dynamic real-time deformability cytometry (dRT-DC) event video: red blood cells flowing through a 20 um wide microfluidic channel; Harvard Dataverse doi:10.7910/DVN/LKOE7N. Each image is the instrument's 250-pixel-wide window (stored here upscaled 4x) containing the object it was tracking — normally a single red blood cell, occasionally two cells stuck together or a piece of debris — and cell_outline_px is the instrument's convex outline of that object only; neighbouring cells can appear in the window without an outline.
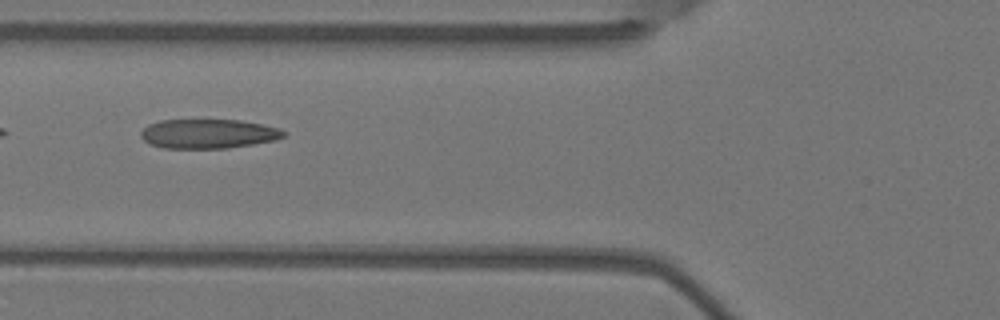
{"species": "Egyptian fruit bat (a non-hibernating species)", "species_latin": "Rousettus aegyptiacus", "temperature_condition": "warm", "stored_images_in_passage": 7, "camera_frame_rate_fps": 3000, "um_per_image_px": 0.085, "animal": {"sex": "female"}, "frame": {"image": 1, "passage_image": 5, "time_ms": 1.333, "image_size_px": [1000, 320], "cell_outline_px": [[288, 132], [284, 136], [276, 140], [228, 148], [164, 148], [148, 144], [140, 136], [140, 132], [148, 124], [160, 120], [240, 120], [280, 128]], "centroid_in_image_um": [17.7, 11.37], "position_along_channel_um": 108.1, "area_um2": 24.51}}
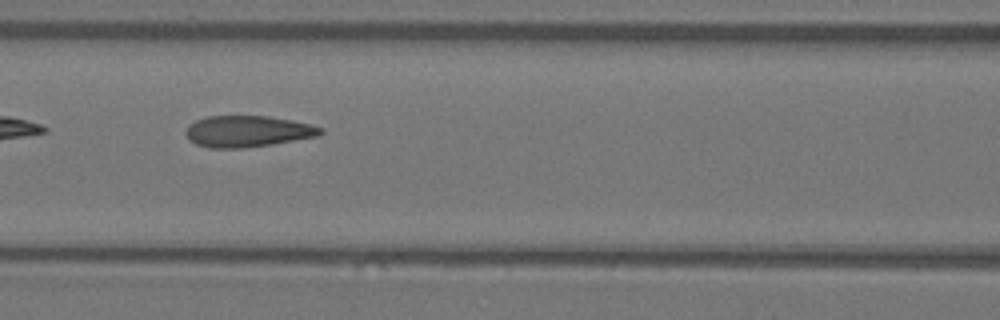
{"frame": {"image": 2, "passage_image": 6, "time_ms": 1.667, "image_size_px": [1000, 320], "cell_outline_px": [[324, 132], [320, 136], [268, 144], [240, 148], [208, 148], [196, 144], [188, 140], [184, 132], [188, 124], [196, 120], [208, 116], [268, 116], [292, 120], [324, 128]], "centroid_in_image_um": [21.01, 11.16], "position_along_channel_um": 145.6, "area_um2": 24.62}}
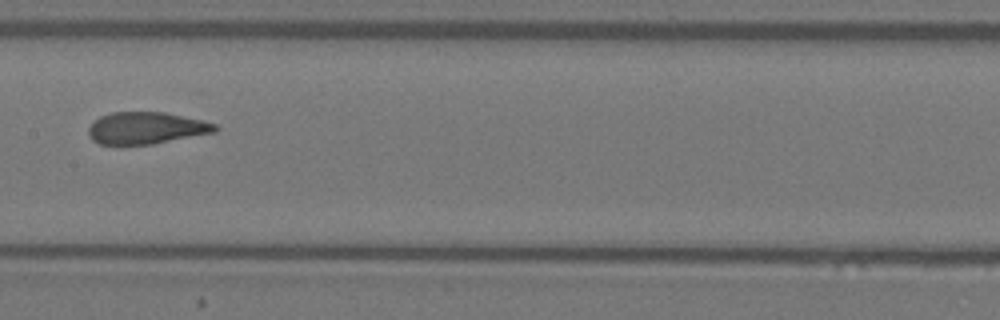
{"frame": {"image": 3, "passage_image": 7, "time_ms": 2.0, "image_size_px": [1000, 320], "cell_outline_px": [[220, 128], [216, 132], [152, 144], [100, 144], [92, 140], [88, 136], [88, 128], [100, 116], [112, 112], [164, 112], [204, 120], [216, 124]], "centroid_in_image_um": [12.45, 10.88], "position_along_channel_um": 194.9, "area_um2": 23.58}}